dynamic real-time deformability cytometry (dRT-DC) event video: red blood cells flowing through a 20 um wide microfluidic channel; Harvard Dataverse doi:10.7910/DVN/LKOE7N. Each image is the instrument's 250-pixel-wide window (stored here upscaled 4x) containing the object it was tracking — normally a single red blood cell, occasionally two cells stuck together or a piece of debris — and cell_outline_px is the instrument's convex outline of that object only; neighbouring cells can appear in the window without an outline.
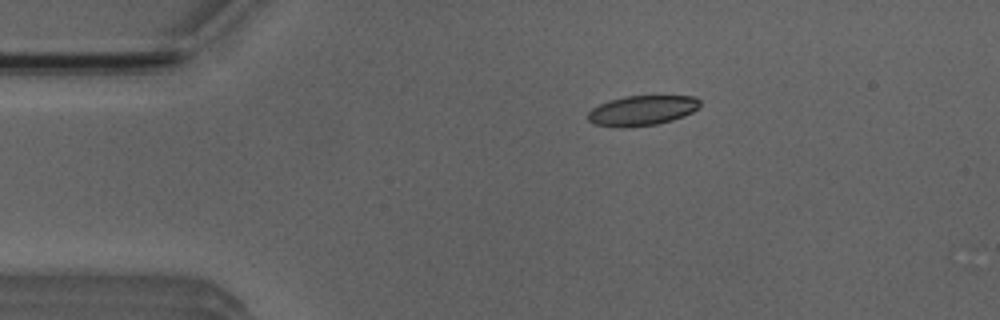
{"species": "Egyptian fruit bat (a non-hibernating species)", "species_latin": "Rousettus aegyptiacus", "temperature_condition": "room temperature", "stored_images_in_passage": 5, "camera_frame_rate_fps": 3000, "um_per_image_px": 0.085, "animal": {"sex": "male"}, "frame": {"image": 1, "passage_image": 2, "time_ms": 1.0, "image_size_px": [1000, 320], "cell_outline_px": [[700, 108], [684, 116], [672, 120], [656, 124], [624, 128], [620, 128], [596, 124], [588, 120], [588, 112], [592, 108], [608, 100], [624, 96], [696, 96], [700, 100]], "centroid_in_image_um": [54.59, 9.39], "position_along_channel_um": 30.4, "area_um2": 19.71}}